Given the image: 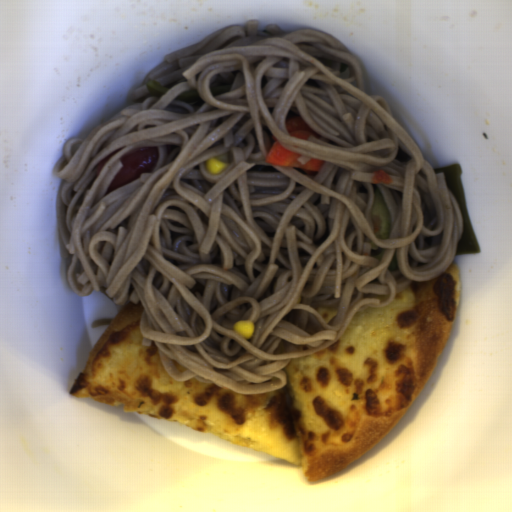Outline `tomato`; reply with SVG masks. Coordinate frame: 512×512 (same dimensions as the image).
Instances as JSON below:
<instances>
[{
  "label": "tomato",
  "mask_w": 512,
  "mask_h": 512,
  "mask_svg": "<svg viewBox=\"0 0 512 512\" xmlns=\"http://www.w3.org/2000/svg\"><path fill=\"white\" fill-rule=\"evenodd\" d=\"M159 151L155 146L137 148L121 157L122 168L115 175L106 194L139 179L141 174L150 173L158 164Z\"/></svg>",
  "instance_id": "tomato-1"
},
{
  "label": "tomato",
  "mask_w": 512,
  "mask_h": 512,
  "mask_svg": "<svg viewBox=\"0 0 512 512\" xmlns=\"http://www.w3.org/2000/svg\"><path fill=\"white\" fill-rule=\"evenodd\" d=\"M122 148L123 147L118 148L117 150H115L112 153L108 154L102 160H100L98 162L97 167H96V173H95V176L97 178H98L99 174L101 173L102 169L104 168V166L106 165V163L109 161V159L111 157H113L114 155H116L118 152H120L122 150Z\"/></svg>",
  "instance_id": "tomato-2"
}]
</instances>
